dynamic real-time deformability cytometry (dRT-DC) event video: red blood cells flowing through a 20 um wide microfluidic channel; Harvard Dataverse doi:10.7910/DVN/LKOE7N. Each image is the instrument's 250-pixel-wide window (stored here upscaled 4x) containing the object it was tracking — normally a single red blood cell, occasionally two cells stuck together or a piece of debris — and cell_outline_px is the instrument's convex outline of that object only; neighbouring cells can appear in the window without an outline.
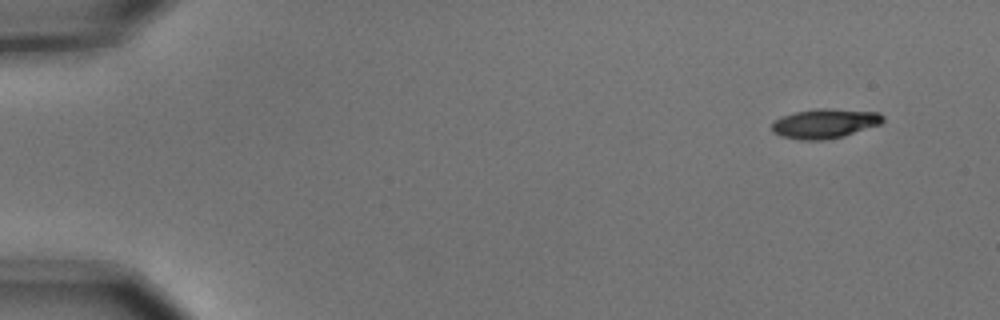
{"species": "common noctule bat (a hibernating species)", "species_latin": "Nyctalus noctula", "temperature_condition": "cold", "stored_images_in_passage": 4, "camera_frame_rate_fps": 3000, "um_per_image_px": 0.085, "animal": {"sex": "male", "body_mass_g": 15.6}, "frame": {"image": 1, "passage_image": 1, "time_ms": 0.0, "image_size_px": [1000, 320], "cell_outline_px": [[884, 120], [880, 124], [844, 136], [820, 140], [800, 140], [780, 136], [772, 132], [772, 124], [776, 120], [784, 116], [796, 112], [816, 108], [824, 108], [880, 112], [884, 116]], "centroid_in_image_um": [70.12, 10.5], "position_along_channel_um": 14.9, "area_um2": 19.02}}